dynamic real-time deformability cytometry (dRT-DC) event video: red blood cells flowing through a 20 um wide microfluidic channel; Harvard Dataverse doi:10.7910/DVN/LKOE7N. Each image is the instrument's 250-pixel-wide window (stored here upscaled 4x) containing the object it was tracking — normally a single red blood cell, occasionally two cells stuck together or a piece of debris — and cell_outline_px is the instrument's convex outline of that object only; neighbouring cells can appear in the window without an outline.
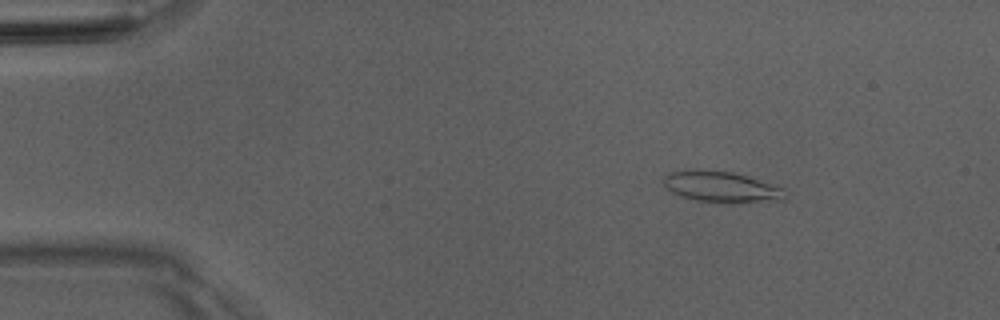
{"species": "Egyptian fruit bat (a non-hibernating species)", "species_latin": "Rousettus aegyptiacus", "temperature_condition": "room temperature", "stored_images_in_passage": 26, "camera_frame_rate_fps": 3000, "um_per_image_px": 0.085, "animal": {"sex": "male"}, "frame": {"image": 1, "passage_image": 8, "time_ms": 2.333, "image_size_px": [1000, 320], "cell_outline_px": [[788, 192], [784, 200], [696, 200], [680, 196], [664, 188], [664, 176], [672, 172], [688, 168], [696, 168], [732, 172], [748, 176], [784, 188]], "centroid_in_image_um": [61.25, 15.81], "position_along_channel_um": 23.7, "area_um2": 21.33}}